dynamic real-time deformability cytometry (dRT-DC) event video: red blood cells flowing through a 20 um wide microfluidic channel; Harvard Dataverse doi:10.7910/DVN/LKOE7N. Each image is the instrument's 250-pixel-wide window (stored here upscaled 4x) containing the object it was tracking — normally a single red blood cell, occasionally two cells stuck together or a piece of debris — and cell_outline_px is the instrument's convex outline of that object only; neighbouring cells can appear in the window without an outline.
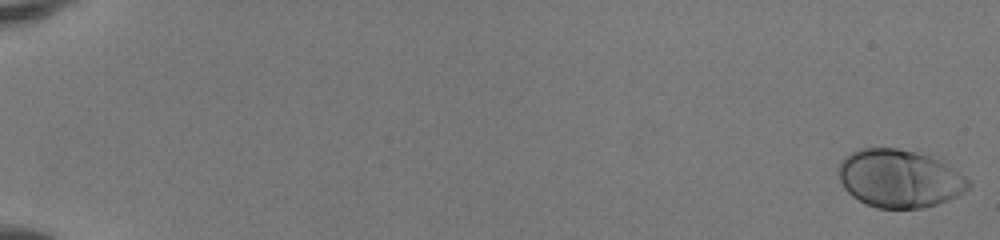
{"species": "human", "species_latin": "Homo sapiens", "temperature_condition": "room temperature", "stored_images_in_passage": 52, "camera_frame_rate_fps": 3000, "um_per_image_px": 0.085, "donor": {"sex": "female"}, "frame": {"image": 1, "passage_image": 1, "time_ms": 0.0, "image_size_px": [1000, 240], "cell_outline_px": [[972, 184], [964, 192], [948, 200], [924, 208], [876, 208], [852, 196], [844, 188], [836, 172], [840, 160], [844, 156], [860, 148], [896, 148], [928, 156], [944, 164], [964, 176]], "centroid_in_image_um": [76.39, 15.18], "position_along_channel_um": 8.6, "area_um2": 43.52}}
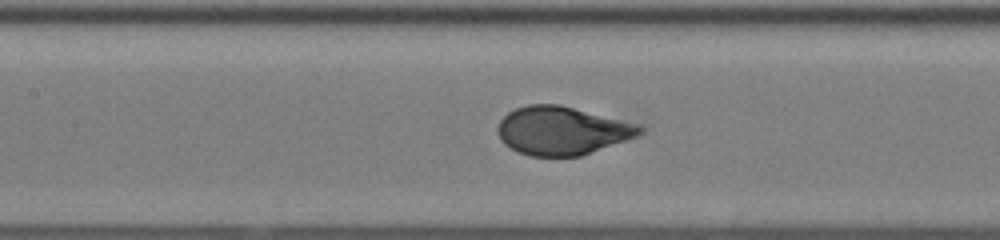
{"frame": {"image": 2, "passage_image": 27, "time_ms": 8.667, "image_size_px": [1000, 240], "cell_outline_px": [[644, 132], [636, 136], [580, 156], [528, 156], [516, 152], [504, 144], [500, 140], [496, 132], [496, 128], [500, 120], [508, 112], [516, 108], [528, 104], [560, 104], [640, 124], [644, 128]], "centroid_in_image_um": [47.73, 11.1], "position_along_channel_um": 159.7, "area_um2": 40.23}}
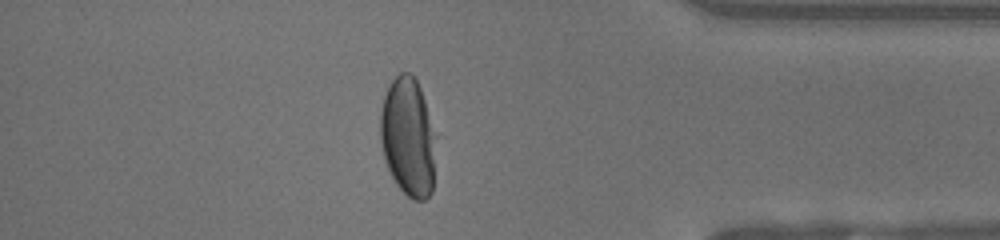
{"frame": {"image": 3, "passage_image": 46, "time_ms": 15.0, "image_size_px": [1000, 240], "cell_outline_px": [[436, 136], [432, 192], [424, 200], [412, 200], [396, 184], [384, 160], [380, 140], [380, 112], [384, 96], [388, 84], [400, 72], [408, 72], [416, 80], [420, 88]], "centroid_in_image_um": [34.67, 11.65], "position_along_channel_um": 400.5, "area_um2": 38.55}, "authors_computed_cell_mechanics": {"area_um2": 41.3848, "velocity_mm_per_s": 4.1177, "shape_relaxation_time_tau1_ms": 2.9842, "shape_relaxation_time_tau2_ms": null, "deformation_change_tau1": 0.1868, "deformation_change_tau2": null}}